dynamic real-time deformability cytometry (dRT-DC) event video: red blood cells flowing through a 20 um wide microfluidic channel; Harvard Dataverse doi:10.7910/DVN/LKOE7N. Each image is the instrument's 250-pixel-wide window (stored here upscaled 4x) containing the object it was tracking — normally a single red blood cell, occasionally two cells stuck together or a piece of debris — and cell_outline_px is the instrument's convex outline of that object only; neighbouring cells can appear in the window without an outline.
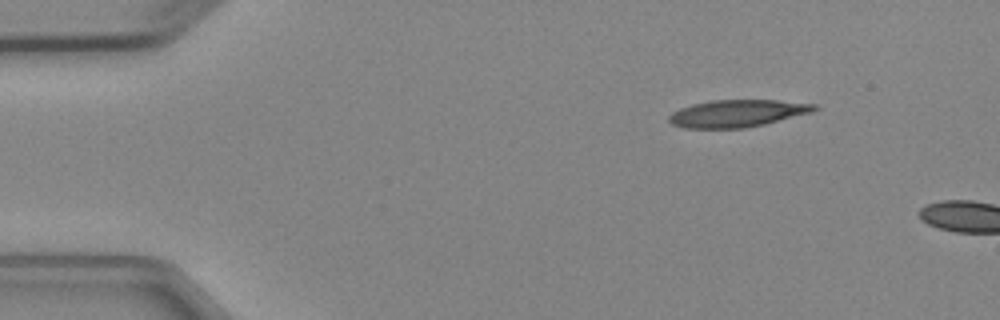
{"species": "Egyptian fruit bat (a non-hibernating species)", "species_latin": "Rousettus aegyptiacus", "temperature_condition": "cold", "stored_images_in_passage": 2, "camera_frame_rate_fps": 3000, "um_per_image_px": 0.085, "animal": {"sex": "female"}, "frame": {"image": 1, "passage_image": 1, "time_ms": 0.0, "image_size_px": [1000, 320], "cell_outline_px": [[820, 108], [812, 112], [764, 124], [744, 128], [684, 128], [672, 124], [668, 120], [668, 116], [672, 112], [680, 108], [692, 104], [712, 100], [776, 100], [816, 104]], "centroid_in_image_um": [62.66, 9.63], "position_along_channel_um": 22.3, "area_um2": 23.06}}